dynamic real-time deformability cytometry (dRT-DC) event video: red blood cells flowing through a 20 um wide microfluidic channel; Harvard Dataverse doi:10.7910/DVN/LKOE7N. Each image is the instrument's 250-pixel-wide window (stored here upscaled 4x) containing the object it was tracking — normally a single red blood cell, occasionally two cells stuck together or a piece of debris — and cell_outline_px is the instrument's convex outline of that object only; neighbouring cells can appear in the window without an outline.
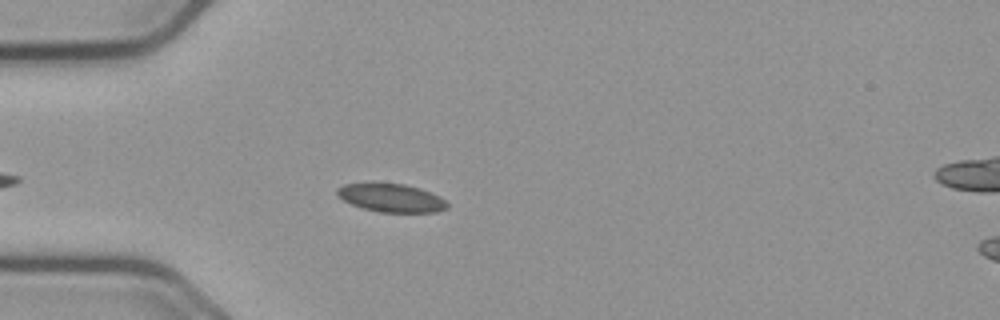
{"species": "common noctule bat (a hibernating species)", "species_latin": "Nyctalus noctula", "temperature_condition": "cold", "stored_images_in_passage": 44, "camera_frame_rate_fps": 3000, "um_per_image_px": 0.085, "animal": {"sex": "male", "body_mass_g": 23.1, "forearm_length_mm": 52.7}, "frame": {"image": 1, "passage_image": 9, "time_ms": 2.667, "image_size_px": [1000, 320], "cell_outline_px": [[448, 208], [436, 212], [380, 212], [364, 208], [352, 204], [336, 196], [336, 188], [344, 184], [372, 180], [404, 184], [420, 188], [440, 196], [448, 204]], "centroid_in_image_um": [33.2, 16.77], "position_along_channel_um": 51.8, "area_um2": 18.79}}
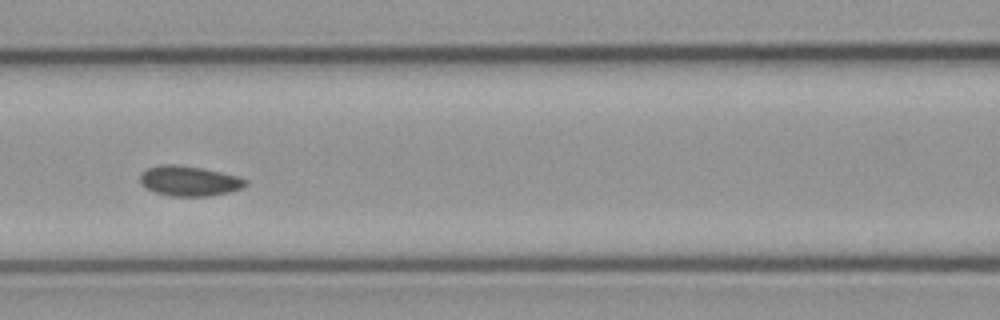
{"frame": {"image": 2, "passage_image": 18, "time_ms": 5.667, "image_size_px": [1000, 320], "cell_outline_px": [[248, 184], [244, 188], [228, 192], [208, 196], [168, 196], [144, 188], [140, 184], [140, 176], [148, 168], [160, 164], [176, 164], [204, 168], [236, 176], [248, 180]], "centroid_in_image_um": [16.08, 15.38], "position_along_channel_um": 150.5, "area_um2": 18.61}}
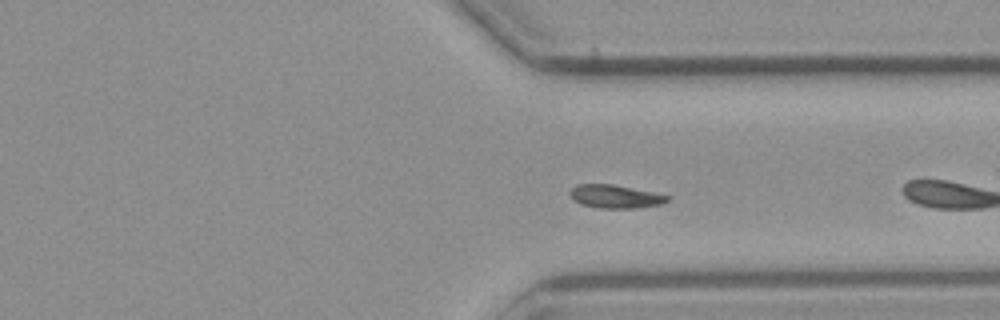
{"frame": {"image": 3, "passage_image": 29, "time_ms": 9.333, "image_size_px": [1000, 320], "cell_outline_px": [[672, 196], [668, 200], [660, 204], [636, 208], [600, 208], [580, 204], [572, 200], [568, 192], [576, 184], [612, 184]], "centroid_in_image_um": [52.25, 16.7], "position_along_channel_um": 359.2, "area_um2": 13.24}}